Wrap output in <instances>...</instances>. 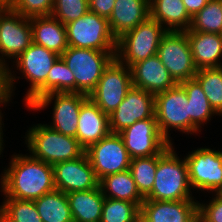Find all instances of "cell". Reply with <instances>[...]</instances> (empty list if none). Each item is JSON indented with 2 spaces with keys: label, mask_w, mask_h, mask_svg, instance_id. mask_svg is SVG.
<instances>
[{
  "label": "cell",
  "mask_w": 222,
  "mask_h": 222,
  "mask_svg": "<svg viewBox=\"0 0 222 222\" xmlns=\"http://www.w3.org/2000/svg\"><path fill=\"white\" fill-rule=\"evenodd\" d=\"M5 3L22 16L32 18L51 15L54 0H6Z\"/></svg>",
  "instance_id": "36"
},
{
  "label": "cell",
  "mask_w": 222,
  "mask_h": 222,
  "mask_svg": "<svg viewBox=\"0 0 222 222\" xmlns=\"http://www.w3.org/2000/svg\"><path fill=\"white\" fill-rule=\"evenodd\" d=\"M155 117V95L132 87L120 105L109 115L111 133H119L136 121Z\"/></svg>",
  "instance_id": "16"
},
{
  "label": "cell",
  "mask_w": 222,
  "mask_h": 222,
  "mask_svg": "<svg viewBox=\"0 0 222 222\" xmlns=\"http://www.w3.org/2000/svg\"><path fill=\"white\" fill-rule=\"evenodd\" d=\"M88 11V0H54L51 15L66 25L82 17Z\"/></svg>",
  "instance_id": "35"
},
{
  "label": "cell",
  "mask_w": 222,
  "mask_h": 222,
  "mask_svg": "<svg viewBox=\"0 0 222 222\" xmlns=\"http://www.w3.org/2000/svg\"><path fill=\"white\" fill-rule=\"evenodd\" d=\"M73 222H100L104 195L99 187L67 194Z\"/></svg>",
  "instance_id": "24"
},
{
  "label": "cell",
  "mask_w": 222,
  "mask_h": 222,
  "mask_svg": "<svg viewBox=\"0 0 222 222\" xmlns=\"http://www.w3.org/2000/svg\"><path fill=\"white\" fill-rule=\"evenodd\" d=\"M14 89L12 85V78L9 66L0 65V108L6 106L12 101L14 96ZM0 109V118H3L2 110Z\"/></svg>",
  "instance_id": "38"
},
{
  "label": "cell",
  "mask_w": 222,
  "mask_h": 222,
  "mask_svg": "<svg viewBox=\"0 0 222 222\" xmlns=\"http://www.w3.org/2000/svg\"><path fill=\"white\" fill-rule=\"evenodd\" d=\"M130 69L133 87L154 95L177 85L157 54L135 63Z\"/></svg>",
  "instance_id": "19"
},
{
  "label": "cell",
  "mask_w": 222,
  "mask_h": 222,
  "mask_svg": "<svg viewBox=\"0 0 222 222\" xmlns=\"http://www.w3.org/2000/svg\"><path fill=\"white\" fill-rule=\"evenodd\" d=\"M140 210L133 202L105 197L100 222H137Z\"/></svg>",
  "instance_id": "34"
},
{
  "label": "cell",
  "mask_w": 222,
  "mask_h": 222,
  "mask_svg": "<svg viewBox=\"0 0 222 222\" xmlns=\"http://www.w3.org/2000/svg\"><path fill=\"white\" fill-rule=\"evenodd\" d=\"M99 186L106 198L133 202L140 208L145 200L140 194L129 169L102 178L99 181Z\"/></svg>",
  "instance_id": "27"
},
{
  "label": "cell",
  "mask_w": 222,
  "mask_h": 222,
  "mask_svg": "<svg viewBox=\"0 0 222 222\" xmlns=\"http://www.w3.org/2000/svg\"><path fill=\"white\" fill-rule=\"evenodd\" d=\"M196 68L222 66V34L185 30ZM221 58V59H220Z\"/></svg>",
  "instance_id": "22"
},
{
  "label": "cell",
  "mask_w": 222,
  "mask_h": 222,
  "mask_svg": "<svg viewBox=\"0 0 222 222\" xmlns=\"http://www.w3.org/2000/svg\"><path fill=\"white\" fill-rule=\"evenodd\" d=\"M189 30L222 34V0H209L205 7L192 17Z\"/></svg>",
  "instance_id": "33"
},
{
  "label": "cell",
  "mask_w": 222,
  "mask_h": 222,
  "mask_svg": "<svg viewBox=\"0 0 222 222\" xmlns=\"http://www.w3.org/2000/svg\"><path fill=\"white\" fill-rule=\"evenodd\" d=\"M75 77V93L89 94L96 88L103 71L116 51L68 47L61 55Z\"/></svg>",
  "instance_id": "5"
},
{
  "label": "cell",
  "mask_w": 222,
  "mask_h": 222,
  "mask_svg": "<svg viewBox=\"0 0 222 222\" xmlns=\"http://www.w3.org/2000/svg\"><path fill=\"white\" fill-rule=\"evenodd\" d=\"M180 85L186 91L188 99L191 135H197L213 116L220 115L212 108L202 86L195 78L181 82Z\"/></svg>",
  "instance_id": "26"
},
{
  "label": "cell",
  "mask_w": 222,
  "mask_h": 222,
  "mask_svg": "<svg viewBox=\"0 0 222 222\" xmlns=\"http://www.w3.org/2000/svg\"><path fill=\"white\" fill-rule=\"evenodd\" d=\"M195 79L202 86L212 108L222 117V66L199 69Z\"/></svg>",
  "instance_id": "31"
},
{
  "label": "cell",
  "mask_w": 222,
  "mask_h": 222,
  "mask_svg": "<svg viewBox=\"0 0 222 222\" xmlns=\"http://www.w3.org/2000/svg\"><path fill=\"white\" fill-rule=\"evenodd\" d=\"M132 87L131 69L115 57L103 71L89 98L103 113L110 115Z\"/></svg>",
  "instance_id": "11"
},
{
  "label": "cell",
  "mask_w": 222,
  "mask_h": 222,
  "mask_svg": "<svg viewBox=\"0 0 222 222\" xmlns=\"http://www.w3.org/2000/svg\"><path fill=\"white\" fill-rule=\"evenodd\" d=\"M4 121V119H2V118H0V157H1V154H2V152H3V150H4V148H5V141H4V139H3V135H4V133H3V127L4 126H2V125H4V123H3V121ZM4 144V145H3Z\"/></svg>",
  "instance_id": "41"
},
{
  "label": "cell",
  "mask_w": 222,
  "mask_h": 222,
  "mask_svg": "<svg viewBox=\"0 0 222 222\" xmlns=\"http://www.w3.org/2000/svg\"><path fill=\"white\" fill-rule=\"evenodd\" d=\"M56 190L65 194L99 187V180L84 152L80 157L53 165Z\"/></svg>",
  "instance_id": "17"
},
{
  "label": "cell",
  "mask_w": 222,
  "mask_h": 222,
  "mask_svg": "<svg viewBox=\"0 0 222 222\" xmlns=\"http://www.w3.org/2000/svg\"><path fill=\"white\" fill-rule=\"evenodd\" d=\"M50 93H75V77L60 56L52 65L46 82L26 101L28 109L36 100Z\"/></svg>",
  "instance_id": "28"
},
{
  "label": "cell",
  "mask_w": 222,
  "mask_h": 222,
  "mask_svg": "<svg viewBox=\"0 0 222 222\" xmlns=\"http://www.w3.org/2000/svg\"><path fill=\"white\" fill-rule=\"evenodd\" d=\"M167 30L150 16L117 39L116 58L127 67L157 54Z\"/></svg>",
  "instance_id": "4"
},
{
  "label": "cell",
  "mask_w": 222,
  "mask_h": 222,
  "mask_svg": "<svg viewBox=\"0 0 222 222\" xmlns=\"http://www.w3.org/2000/svg\"><path fill=\"white\" fill-rule=\"evenodd\" d=\"M158 155L136 157L130 161L129 171L140 194L145 198L152 190L157 170Z\"/></svg>",
  "instance_id": "32"
},
{
  "label": "cell",
  "mask_w": 222,
  "mask_h": 222,
  "mask_svg": "<svg viewBox=\"0 0 222 222\" xmlns=\"http://www.w3.org/2000/svg\"><path fill=\"white\" fill-rule=\"evenodd\" d=\"M85 152L99 181L108 175L129 169L131 158L118 133H110Z\"/></svg>",
  "instance_id": "14"
},
{
  "label": "cell",
  "mask_w": 222,
  "mask_h": 222,
  "mask_svg": "<svg viewBox=\"0 0 222 222\" xmlns=\"http://www.w3.org/2000/svg\"><path fill=\"white\" fill-rule=\"evenodd\" d=\"M24 141L30 155L52 166L76 159L85 152L75 137L63 135L44 123L31 125Z\"/></svg>",
  "instance_id": "3"
},
{
  "label": "cell",
  "mask_w": 222,
  "mask_h": 222,
  "mask_svg": "<svg viewBox=\"0 0 222 222\" xmlns=\"http://www.w3.org/2000/svg\"><path fill=\"white\" fill-rule=\"evenodd\" d=\"M157 55L177 84L195 78L198 69L185 31H167L161 39Z\"/></svg>",
  "instance_id": "13"
},
{
  "label": "cell",
  "mask_w": 222,
  "mask_h": 222,
  "mask_svg": "<svg viewBox=\"0 0 222 222\" xmlns=\"http://www.w3.org/2000/svg\"><path fill=\"white\" fill-rule=\"evenodd\" d=\"M89 11L99 16L109 18L116 0H88Z\"/></svg>",
  "instance_id": "39"
},
{
  "label": "cell",
  "mask_w": 222,
  "mask_h": 222,
  "mask_svg": "<svg viewBox=\"0 0 222 222\" xmlns=\"http://www.w3.org/2000/svg\"><path fill=\"white\" fill-rule=\"evenodd\" d=\"M184 157L193 191L222 193V150L200 147Z\"/></svg>",
  "instance_id": "12"
},
{
  "label": "cell",
  "mask_w": 222,
  "mask_h": 222,
  "mask_svg": "<svg viewBox=\"0 0 222 222\" xmlns=\"http://www.w3.org/2000/svg\"><path fill=\"white\" fill-rule=\"evenodd\" d=\"M88 98L83 93H50L36 100L28 110L41 111L53 104L52 122L46 125L63 135L76 137L80 108Z\"/></svg>",
  "instance_id": "10"
},
{
  "label": "cell",
  "mask_w": 222,
  "mask_h": 222,
  "mask_svg": "<svg viewBox=\"0 0 222 222\" xmlns=\"http://www.w3.org/2000/svg\"><path fill=\"white\" fill-rule=\"evenodd\" d=\"M42 222H73L67 194L54 190L34 200Z\"/></svg>",
  "instance_id": "29"
},
{
  "label": "cell",
  "mask_w": 222,
  "mask_h": 222,
  "mask_svg": "<svg viewBox=\"0 0 222 222\" xmlns=\"http://www.w3.org/2000/svg\"><path fill=\"white\" fill-rule=\"evenodd\" d=\"M209 0H182L188 14L193 17L196 13L202 10Z\"/></svg>",
  "instance_id": "40"
},
{
  "label": "cell",
  "mask_w": 222,
  "mask_h": 222,
  "mask_svg": "<svg viewBox=\"0 0 222 222\" xmlns=\"http://www.w3.org/2000/svg\"><path fill=\"white\" fill-rule=\"evenodd\" d=\"M118 134L131 159L159 155L170 145L161 135L156 118L136 121Z\"/></svg>",
  "instance_id": "15"
},
{
  "label": "cell",
  "mask_w": 222,
  "mask_h": 222,
  "mask_svg": "<svg viewBox=\"0 0 222 222\" xmlns=\"http://www.w3.org/2000/svg\"><path fill=\"white\" fill-rule=\"evenodd\" d=\"M210 198L208 202L198 201L196 222H222V193H212Z\"/></svg>",
  "instance_id": "37"
},
{
  "label": "cell",
  "mask_w": 222,
  "mask_h": 222,
  "mask_svg": "<svg viewBox=\"0 0 222 222\" xmlns=\"http://www.w3.org/2000/svg\"><path fill=\"white\" fill-rule=\"evenodd\" d=\"M155 117L161 135L170 144H174L170 137L173 129L191 135L188 99L180 84L155 94Z\"/></svg>",
  "instance_id": "6"
},
{
  "label": "cell",
  "mask_w": 222,
  "mask_h": 222,
  "mask_svg": "<svg viewBox=\"0 0 222 222\" xmlns=\"http://www.w3.org/2000/svg\"><path fill=\"white\" fill-rule=\"evenodd\" d=\"M0 178L4 197L34 201L56 189L53 166L30 154L11 155Z\"/></svg>",
  "instance_id": "1"
},
{
  "label": "cell",
  "mask_w": 222,
  "mask_h": 222,
  "mask_svg": "<svg viewBox=\"0 0 222 222\" xmlns=\"http://www.w3.org/2000/svg\"><path fill=\"white\" fill-rule=\"evenodd\" d=\"M149 0H116L108 24L118 39L150 16Z\"/></svg>",
  "instance_id": "21"
},
{
  "label": "cell",
  "mask_w": 222,
  "mask_h": 222,
  "mask_svg": "<svg viewBox=\"0 0 222 222\" xmlns=\"http://www.w3.org/2000/svg\"><path fill=\"white\" fill-rule=\"evenodd\" d=\"M0 205V222H42L34 201L4 197Z\"/></svg>",
  "instance_id": "30"
},
{
  "label": "cell",
  "mask_w": 222,
  "mask_h": 222,
  "mask_svg": "<svg viewBox=\"0 0 222 222\" xmlns=\"http://www.w3.org/2000/svg\"><path fill=\"white\" fill-rule=\"evenodd\" d=\"M111 133L109 127V115L103 113L100 108L88 98L81 106L77 124L76 139L79 145L87 150L92 144Z\"/></svg>",
  "instance_id": "20"
},
{
  "label": "cell",
  "mask_w": 222,
  "mask_h": 222,
  "mask_svg": "<svg viewBox=\"0 0 222 222\" xmlns=\"http://www.w3.org/2000/svg\"><path fill=\"white\" fill-rule=\"evenodd\" d=\"M170 144L158 155L157 170L154 185L145 200L180 201L197 199L192 195L189 182L188 165L185 157L182 159Z\"/></svg>",
  "instance_id": "2"
},
{
  "label": "cell",
  "mask_w": 222,
  "mask_h": 222,
  "mask_svg": "<svg viewBox=\"0 0 222 222\" xmlns=\"http://www.w3.org/2000/svg\"><path fill=\"white\" fill-rule=\"evenodd\" d=\"M198 200H144L137 222H196Z\"/></svg>",
  "instance_id": "18"
},
{
  "label": "cell",
  "mask_w": 222,
  "mask_h": 222,
  "mask_svg": "<svg viewBox=\"0 0 222 222\" xmlns=\"http://www.w3.org/2000/svg\"><path fill=\"white\" fill-rule=\"evenodd\" d=\"M32 43L30 18L0 2V65L9 66V60H15Z\"/></svg>",
  "instance_id": "8"
},
{
  "label": "cell",
  "mask_w": 222,
  "mask_h": 222,
  "mask_svg": "<svg viewBox=\"0 0 222 222\" xmlns=\"http://www.w3.org/2000/svg\"><path fill=\"white\" fill-rule=\"evenodd\" d=\"M66 26L69 47L116 51L117 39L112 35L108 19L88 11Z\"/></svg>",
  "instance_id": "7"
},
{
  "label": "cell",
  "mask_w": 222,
  "mask_h": 222,
  "mask_svg": "<svg viewBox=\"0 0 222 222\" xmlns=\"http://www.w3.org/2000/svg\"><path fill=\"white\" fill-rule=\"evenodd\" d=\"M33 43L61 55L69 46L66 26L52 15L30 18Z\"/></svg>",
  "instance_id": "23"
},
{
  "label": "cell",
  "mask_w": 222,
  "mask_h": 222,
  "mask_svg": "<svg viewBox=\"0 0 222 222\" xmlns=\"http://www.w3.org/2000/svg\"><path fill=\"white\" fill-rule=\"evenodd\" d=\"M150 17L158 21L167 31H185L191 24L182 0H149Z\"/></svg>",
  "instance_id": "25"
},
{
  "label": "cell",
  "mask_w": 222,
  "mask_h": 222,
  "mask_svg": "<svg viewBox=\"0 0 222 222\" xmlns=\"http://www.w3.org/2000/svg\"><path fill=\"white\" fill-rule=\"evenodd\" d=\"M60 57L57 53L45 47L32 43L22 54L15 60H12L13 68L11 65L10 74L12 78V85L15 92L16 79H26L29 82L27 92L24 95L23 102L27 101L47 80V75L51 70L52 65ZM15 63V64H14ZM16 65V66H15ZM18 70L19 75L14 74V70Z\"/></svg>",
  "instance_id": "9"
}]
</instances>
